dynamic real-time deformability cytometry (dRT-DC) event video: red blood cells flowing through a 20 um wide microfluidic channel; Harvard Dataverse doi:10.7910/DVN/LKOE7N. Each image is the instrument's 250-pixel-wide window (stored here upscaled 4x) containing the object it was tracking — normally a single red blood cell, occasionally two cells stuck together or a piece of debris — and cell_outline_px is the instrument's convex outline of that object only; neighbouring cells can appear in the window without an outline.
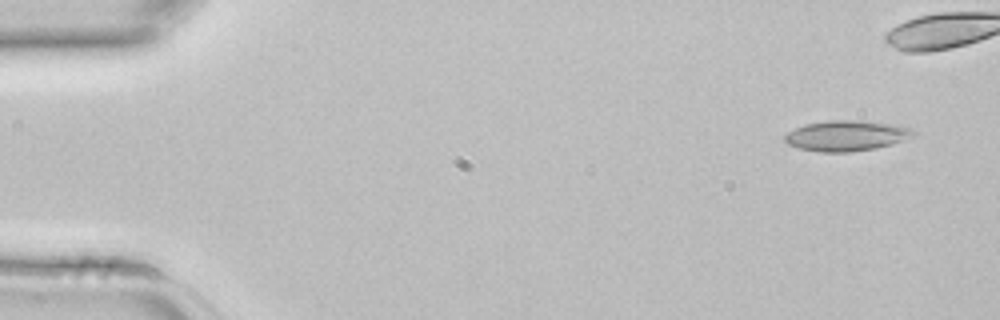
{"species": "common noctule bat (a hibernating species)", "species_latin": "Nyctalus noctula", "temperature_condition": "room temperature", "stored_images_in_passage": 4, "camera_frame_rate_fps": 3000, "um_per_image_px": 0.085, "animal": {"sex": "female", "body_mass_g": 22.7, "forearm_length_mm": 54.2}, "frame": {"image": 1, "passage_image": 1, "time_ms": 0.0, "image_size_px": [1000, 320], "cell_outline_px": [[916, 136], [892, 144], [876, 148], [852, 152], [820, 152], [800, 148], [788, 144], [784, 140], [784, 136], [788, 132], [804, 124], [828, 120], [860, 120], [892, 124], [912, 128], [916, 132]], "centroid_in_image_um": [71.98, 11.53], "position_along_channel_um": 13.0, "area_um2": 23.0}}